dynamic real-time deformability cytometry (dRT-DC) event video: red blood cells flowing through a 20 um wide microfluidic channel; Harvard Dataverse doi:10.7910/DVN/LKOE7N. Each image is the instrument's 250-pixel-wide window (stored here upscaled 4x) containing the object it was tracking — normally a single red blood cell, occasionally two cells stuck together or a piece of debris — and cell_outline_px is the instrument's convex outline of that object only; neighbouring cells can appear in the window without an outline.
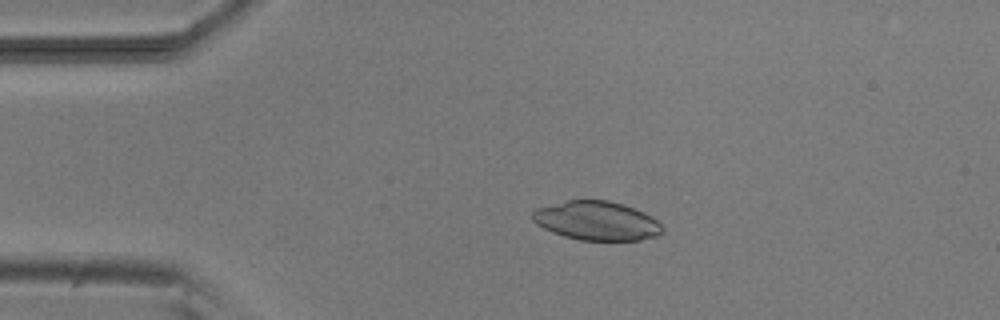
{"species": "common noctule bat (a hibernating species)", "species_latin": "Nyctalus noctula", "temperature_condition": "room temperature", "stored_images_in_passage": 3, "camera_frame_rate_fps": 3000, "um_per_image_px": 0.085, "animal": {"sex": "male", "body_mass_g": 20.5, "forearm_length_mm": 52.5}, "frame": {"image": 1, "passage_image": 2, "time_ms": 1.333, "image_size_px": [1000, 320], "cell_outline_px": [[664, 232], [656, 236], [640, 240], [580, 240], [564, 236], [552, 232], [536, 224], [532, 220], [532, 212], [536, 208], [568, 200], [608, 200], [624, 204], [644, 212], [656, 220], [664, 228]], "centroid_in_image_um": [50.72, 18.76], "position_along_channel_um": 34.3, "area_um2": 29.54}}